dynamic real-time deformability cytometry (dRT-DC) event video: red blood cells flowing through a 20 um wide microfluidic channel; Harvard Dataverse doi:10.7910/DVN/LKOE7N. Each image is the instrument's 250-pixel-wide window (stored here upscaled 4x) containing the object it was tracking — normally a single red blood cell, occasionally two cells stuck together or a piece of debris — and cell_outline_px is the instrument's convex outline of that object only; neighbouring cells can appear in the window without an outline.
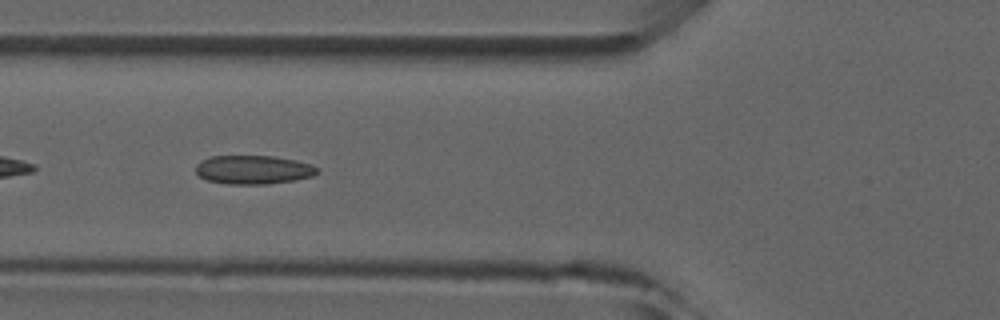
{"species": "common noctule bat (a hibernating species)", "species_latin": "Nyctalus noctula", "temperature_condition": "room temperature", "stored_images_in_passage": 7, "camera_frame_rate_fps": 3000, "um_per_image_px": 0.085, "animal": {"sex": "male", "forearm_length_mm": 52.5}, "frame": {"image": 1, "passage_image": 4, "time_ms": 4.0, "image_size_px": [1000, 320], "cell_outline_px": [[320, 172], [312, 176], [296, 180], [268, 184], [228, 184], [208, 180], [200, 176], [196, 172], [196, 164], [200, 160], [212, 156], [272, 156], [296, 160], [312, 164], [320, 168]], "centroid_in_image_um": [21.57, 14.42], "position_along_channel_um": 104.2, "area_um2": 20.52}}
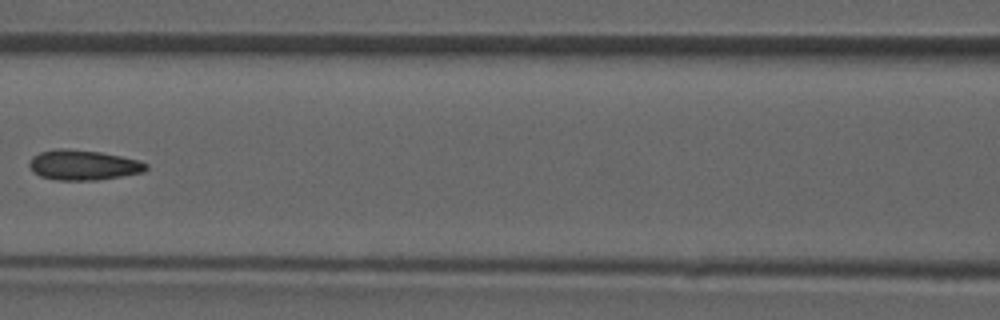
{"frame": {"image": 2, "passage_image": 5, "time_ms": 5.333, "image_size_px": [1000, 320], "cell_outline_px": [[148, 168], [144, 172], [96, 180], [56, 180], [40, 176], [32, 172], [28, 164], [32, 156], [40, 152], [56, 148], [68, 148], [100, 152], [140, 160], [148, 164]], "centroid_in_image_um": [7.05, 14.02], "position_along_channel_um": 159.5, "area_um2": 20.63}}